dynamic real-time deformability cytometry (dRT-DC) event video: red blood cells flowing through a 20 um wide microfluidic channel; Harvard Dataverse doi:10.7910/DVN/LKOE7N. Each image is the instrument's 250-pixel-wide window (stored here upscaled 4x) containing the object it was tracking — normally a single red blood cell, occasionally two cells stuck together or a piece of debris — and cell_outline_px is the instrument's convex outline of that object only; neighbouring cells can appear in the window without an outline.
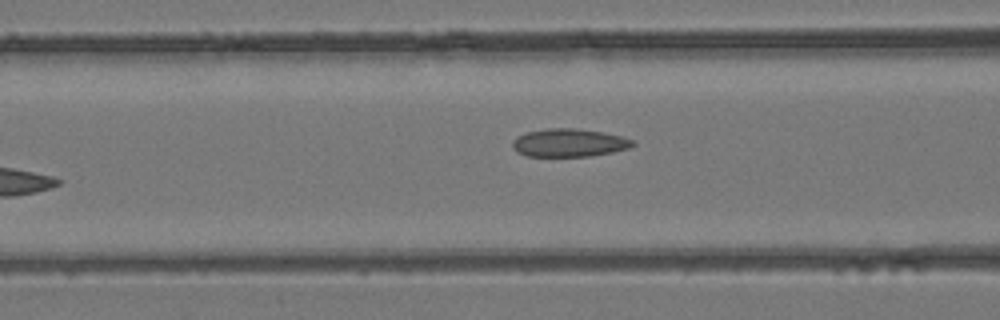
{"species": "common noctule bat (a hibernating species)", "species_latin": "Nyctalus noctula", "temperature_condition": "room temperature", "stored_images_in_passage": 4, "camera_frame_rate_fps": 3000, "um_per_image_px": 0.085, "animal": {"sex": "female", "body_mass_g": 24.6, "forearm_length_mm": 56.2}, "frame": {"image": 1, "passage_image": 4, "time_ms": 1.0, "image_size_px": [1000, 320], "cell_outline_px": [[636, 144], [628, 148], [612, 152], [588, 156], [528, 156], [516, 152], [512, 148], [512, 140], [516, 136], [528, 132], [548, 128], [572, 128], [600, 132], [620, 136], [632, 140]], "centroid_in_image_um": [48.31, 12.14], "position_along_channel_um": 118.3, "area_um2": 19.48}}